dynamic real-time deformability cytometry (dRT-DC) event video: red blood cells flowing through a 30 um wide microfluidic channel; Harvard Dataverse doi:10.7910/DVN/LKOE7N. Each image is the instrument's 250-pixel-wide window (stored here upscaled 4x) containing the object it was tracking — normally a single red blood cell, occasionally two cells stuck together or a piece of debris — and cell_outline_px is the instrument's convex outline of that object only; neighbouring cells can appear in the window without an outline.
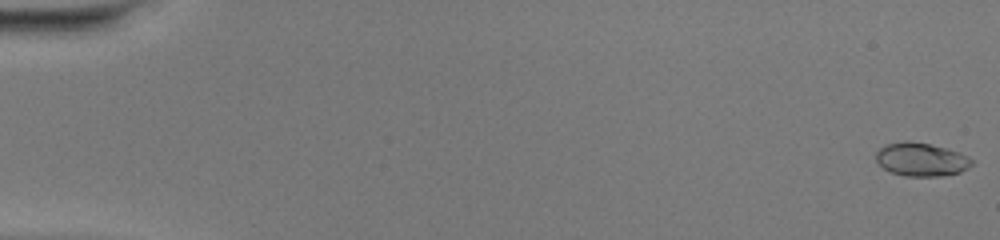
{"species": "common noctule bat (a hibernating species)", "species_latin": "Nyctalus noctula", "temperature_condition": "warm", "stored_images_in_passage": 50, "camera_frame_rate_fps": 3000, "um_per_image_px": 0.085, "animal": {"sex": "female", "body_mass_g": 20.0, "forearm_length_mm": 54.0}, "frame": {"image": 1, "passage_image": 1, "time_ms": 0.0, "image_size_px": [1000, 240], "cell_outline_px": [[972, 164], [968, 168], [960, 172], [940, 176], [904, 176], [892, 172], [884, 168], [876, 160], [876, 152], [880, 148], [888, 144], [904, 140], [908, 140], [948, 148], [960, 152], [968, 156], [972, 160]], "centroid_in_image_um": [78.32, 13.55], "position_along_channel_um": 6.7, "area_um2": 18.61}}
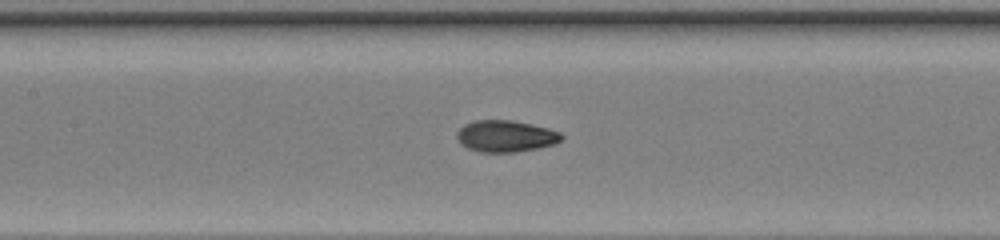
{"frame": {"image": 2, "passage_image": 25, "time_ms": 8.0, "image_size_px": [1000, 240], "cell_outline_px": [[564, 136], [556, 144], [540, 148], [516, 152], [480, 152], [468, 148], [460, 144], [456, 136], [456, 132], [464, 124], [472, 120], [512, 120], [532, 124], [548, 128], [560, 132]], "centroid_in_image_um": [42.98, 11.57], "position_along_channel_um": 164.4, "area_um2": 19.54}}
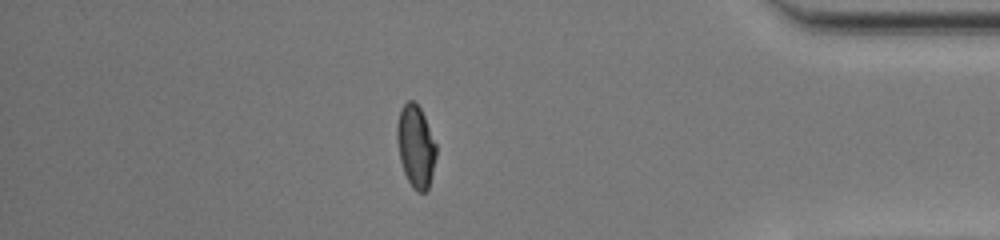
{"frame": {"image": 3, "passage_image": 44, "time_ms": 14.333, "image_size_px": [1000, 240], "cell_outline_px": [[436, 156], [428, 188], [424, 192], [416, 192], [412, 188], [404, 172], [400, 160], [396, 140], [396, 124], [400, 108], [408, 100], [412, 100], [420, 108], [424, 116], [436, 144]], "centroid_in_image_um": [35.31, 12.42], "position_along_channel_um": 399.9, "area_um2": 18.79}, "authors_computed_cell_mechanics": {"area_um2": 18.6116, "velocity_mm_per_s": 4.2202, "shape_relaxation_time_tau1_ms": 5.7378, "shape_relaxation_time_tau2_ms": null, "deformation_change_tau1": 0.2343, "deformation_change_tau2": null}}